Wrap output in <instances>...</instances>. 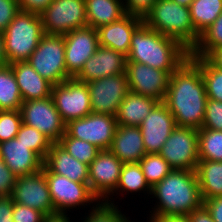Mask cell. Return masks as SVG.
<instances>
[{
	"label": "cell",
	"mask_w": 222,
	"mask_h": 222,
	"mask_svg": "<svg viewBox=\"0 0 222 222\" xmlns=\"http://www.w3.org/2000/svg\"><path fill=\"white\" fill-rule=\"evenodd\" d=\"M0 155L17 177L36 173L43 168V160L16 138L0 143Z\"/></svg>",
	"instance_id": "44dd1931"
},
{
	"label": "cell",
	"mask_w": 222,
	"mask_h": 222,
	"mask_svg": "<svg viewBox=\"0 0 222 222\" xmlns=\"http://www.w3.org/2000/svg\"><path fill=\"white\" fill-rule=\"evenodd\" d=\"M21 124L20 110L0 111V143L14 139Z\"/></svg>",
	"instance_id": "74e56055"
},
{
	"label": "cell",
	"mask_w": 222,
	"mask_h": 222,
	"mask_svg": "<svg viewBox=\"0 0 222 222\" xmlns=\"http://www.w3.org/2000/svg\"><path fill=\"white\" fill-rule=\"evenodd\" d=\"M189 11L195 30L201 34L222 13V0H193Z\"/></svg>",
	"instance_id": "f546056e"
},
{
	"label": "cell",
	"mask_w": 222,
	"mask_h": 222,
	"mask_svg": "<svg viewBox=\"0 0 222 222\" xmlns=\"http://www.w3.org/2000/svg\"><path fill=\"white\" fill-rule=\"evenodd\" d=\"M142 23V17L126 14L115 22L100 26L97 29L99 45L111 48L127 57L132 35Z\"/></svg>",
	"instance_id": "ffe728a7"
},
{
	"label": "cell",
	"mask_w": 222,
	"mask_h": 222,
	"mask_svg": "<svg viewBox=\"0 0 222 222\" xmlns=\"http://www.w3.org/2000/svg\"><path fill=\"white\" fill-rule=\"evenodd\" d=\"M22 96L10 64L0 66V111L20 110Z\"/></svg>",
	"instance_id": "f1b7e54d"
},
{
	"label": "cell",
	"mask_w": 222,
	"mask_h": 222,
	"mask_svg": "<svg viewBox=\"0 0 222 222\" xmlns=\"http://www.w3.org/2000/svg\"><path fill=\"white\" fill-rule=\"evenodd\" d=\"M67 73L74 78L99 47L97 29L85 26L63 35Z\"/></svg>",
	"instance_id": "e0dca14e"
},
{
	"label": "cell",
	"mask_w": 222,
	"mask_h": 222,
	"mask_svg": "<svg viewBox=\"0 0 222 222\" xmlns=\"http://www.w3.org/2000/svg\"><path fill=\"white\" fill-rule=\"evenodd\" d=\"M13 205L11 196H0V222H14Z\"/></svg>",
	"instance_id": "f6af8a7d"
},
{
	"label": "cell",
	"mask_w": 222,
	"mask_h": 222,
	"mask_svg": "<svg viewBox=\"0 0 222 222\" xmlns=\"http://www.w3.org/2000/svg\"><path fill=\"white\" fill-rule=\"evenodd\" d=\"M118 127L116 117L91 112L87 116L69 121L66 133L95 145L100 150H109Z\"/></svg>",
	"instance_id": "7c38bea8"
},
{
	"label": "cell",
	"mask_w": 222,
	"mask_h": 222,
	"mask_svg": "<svg viewBox=\"0 0 222 222\" xmlns=\"http://www.w3.org/2000/svg\"><path fill=\"white\" fill-rule=\"evenodd\" d=\"M11 197L15 203L31 207L45 216L56 214L45 176V166L33 174L17 177Z\"/></svg>",
	"instance_id": "5bb4252c"
},
{
	"label": "cell",
	"mask_w": 222,
	"mask_h": 222,
	"mask_svg": "<svg viewBox=\"0 0 222 222\" xmlns=\"http://www.w3.org/2000/svg\"><path fill=\"white\" fill-rule=\"evenodd\" d=\"M222 47V13L200 34V39L189 57H207L213 50Z\"/></svg>",
	"instance_id": "d6a6232c"
},
{
	"label": "cell",
	"mask_w": 222,
	"mask_h": 222,
	"mask_svg": "<svg viewBox=\"0 0 222 222\" xmlns=\"http://www.w3.org/2000/svg\"><path fill=\"white\" fill-rule=\"evenodd\" d=\"M148 222H190L188 216L150 217Z\"/></svg>",
	"instance_id": "c3c4849f"
},
{
	"label": "cell",
	"mask_w": 222,
	"mask_h": 222,
	"mask_svg": "<svg viewBox=\"0 0 222 222\" xmlns=\"http://www.w3.org/2000/svg\"><path fill=\"white\" fill-rule=\"evenodd\" d=\"M122 167L123 163L110 150H100L90 163L88 186L100 202L115 191Z\"/></svg>",
	"instance_id": "9a60e30c"
},
{
	"label": "cell",
	"mask_w": 222,
	"mask_h": 222,
	"mask_svg": "<svg viewBox=\"0 0 222 222\" xmlns=\"http://www.w3.org/2000/svg\"><path fill=\"white\" fill-rule=\"evenodd\" d=\"M45 176L56 213L67 214L73 208L96 206L100 201L92 194L88 183H78L65 176L51 173L45 167ZM78 207V208H77Z\"/></svg>",
	"instance_id": "ba28073f"
},
{
	"label": "cell",
	"mask_w": 222,
	"mask_h": 222,
	"mask_svg": "<svg viewBox=\"0 0 222 222\" xmlns=\"http://www.w3.org/2000/svg\"><path fill=\"white\" fill-rule=\"evenodd\" d=\"M44 34L40 14L19 10L2 33L7 63L27 61Z\"/></svg>",
	"instance_id": "5b68a950"
},
{
	"label": "cell",
	"mask_w": 222,
	"mask_h": 222,
	"mask_svg": "<svg viewBox=\"0 0 222 222\" xmlns=\"http://www.w3.org/2000/svg\"><path fill=\"white\" fill-rule=\"evenodd\" d=\"M88 26L98 29L121 19L127 13L123 0H85Z\"/></svg>",
	"instance_id": "484cf974"
},
{
	"label": "cell",
	"mask_w": 222,
	"mask_h": 222,
	"mask_svg": "<svg viewBox=\"0 0 222 222\" xmlns=\"http://www.w3.org/2000/svg\"><path fill=\"white\" fill-rule=\"evenodd\" d=\"M6 64L8 63L4 51V39L2 33L0 32V66Z\"/></svg>",
	"instance_id": "816d5d0a"
},
{
	"label": "cell",
	"mask_w": 222,
	"mask_h": 222,
	"mask_svg": "<svg viewBox=\"0 0 222 222\" xmlns=\"http://www.w3.org/2000/svg\"><path fill=\"white\" fill-rule=\"evenodd\" d=\"M58 144L71 156L86 165H90L100 151L95 145L81 139L70 137L66 132Z\"/></svg>",
	"instance_id": "d590c367"
},
{
	"label": "cell",
	"mask_w": 222,
	"mask_h": 222,
	"mask_svg": "<svg viewBox=\"0 0 222 222\" xmlns=\"http://www.w3.org/2000/svg\"><path fill=\"white\" fill-rule=\"evenodd\" d=\"M17 176L0 161V196H11Z\"/></svg>",
	"instance_id": "b9f144b4"
},
{
	"label": "cell",
	"mask_w": 222,
	"mask_h": 222,
	"mask_svg": "<svg viewBox=\"0 0 222 222\" xmlns=\"http://www.w3.org/2000/svg\"><path fill=\"white\" fill-rule=\"evenodd\" d=\"M51 97L66 124L69 121L83 118L92 112L87 83L80 82L75 78L53 85Z\"/></svg>",
	"instance_id": "30bf717a"
},
{
	"label": "cell",
	"mask_w": 222,
	"mask_h": 222,
	"mask_svg": "<svg viewBox=\"0 0 222 222\" xmlns=\"http://www.w3.org/2000/svg\"><path fill=\"white\" fill-rule=\"evenodd\" d=\"M143 22L160 34L175 39L189 52L200 39L192 24L189 7L179 5L174 0H157Z\"/></svg>",
	"instance_id": "277c9868"
},
{
	"label": "cell",
	"mask_w": 222,
	"mask_h": 222,
	"mask_svg": "<svg viewBox=\"0 0 222 222\" xmlns=\"http://www.w3.org/2000/svg\"><path fill=\"white\" fill-rule=\"evenodd\" d=\"M159 102L154 98L129 92L119 105L115 116L117 124L139 127Z\"/></svg>",
	"instance_id": "d4e9b609"
},
{
	"label": "cell",
	"mask_w": 222,
	"mask_h": 222,
	"mask_svg": "<svg viewBox=\"0 0 222 222\" xmlns=\"http://www.w3.org/2000/svg\"><path fill=\"white\" fill-rule=\"evenodd\" d=\"M200 69L208 99L222 101V71L206 57H189Z\"/></svg>",
	"instance_id": "4dcf8cb0"
},
{
	"label": "cell",
	"mask_w": 222,
	"mask_h": 222,
	"mask_svg": "<svg viewBox=\"0 0 222 222\" xmlns=\"http://www.w3.org/2000/svg\"><path fill=\"white\" fill-rule=\"evenodd\" d=\"M43 222H73L70 220L68 214L56 213L44 217Z\"/></svg>",
	"instance_id": "f907efd6"
},
{
	"label": "cell",
	"mask_w": 222,
	"mask_h": 222,
	"mask_svg": "<svg viewBox=\"0 0 222 222\" xmlns=\"http://www.w3.org/2000/svg\"><path fill=\"white\" fill-rule=\"evenodd\" d=\"M204 205L215 222H222V196L206 199Z\"/></svg>",
	"instance_id": "bcb514c9"
},
{
	"label": "cell",
	"mask_w": 222,
	"mask_h": 222,
	"mask_svg": "<svg viewBox=\"0 0 222 222\" xmlns=\"http://www.w3.org/2000/svg\"><path fill=\"white\" fill-rule=\"evenodd\" d=\"M44 217L42 212L14 202L12 217L14 222H43Z\"/></svg>",
	"instance_id": "ab89813d"
},
{
	"label": "cell",
	"mask_w": 222,
	"mask_h": 222,
	"mask_svg": "<svg viewBox=\"0 0 222 222\" xmlns=\"http://www.w3.org/2000/svg\"><path fill=\"white\" fill-rule=\"evenodd\" d=\"M202 128L222 131V101L207 99Z\"/></svg>",
	"instance_id": "f35d334b"
},
{
	"label": "cell",
	"mask_w": 222,
	"mask_h": 222,
	"mask_svg": "<svg viewBox=\"0 0 222 222\" xmlns=\"http://www.w3.org/2000/svg\"><path fill=\"white\" fill-rule=\"evenodd\" d=\"M199 160L222 162V131L198 129Z\"/></svg>",
	"instance_id": "1f68e13d"
},
{
	"label": "cell",
	"mask_w": 222,
	"mask_h": 222,
	"mask_svg": "<svg viewBox=\"0 0 222 222\" xmlns=\"http://www.w3.org/2000/svg\"><path fill=\"white\" fill-rule=\"evenodd\" d=\"M174 1L179 5L189 7L193 0H174Z\"/></svg>",
	"instance_id": "f5cc1de1"
},
{
	"label": "cell",
	"mask_w": 222,
	"mask_h": 222,
	"mask_svg": "<svg viewBox=\"0 0 222 222\" xmlns=\"http://www.w3.org/2000/svg\"><path fill=\"white\" fill-rule=\"evenodd\" d=\"M52 0H18V6L21 11L40 14Z\"/></svg>",
	"instance_id": "ee69618b"
},
{
	"label": "cell",
	"mask_w": 222,
	"mask_h": 222,
	"mask_svg": "<svg viewBox=\"0 0 222 222\" xmlns=\"http://www.w3.org/2000/svg\"><path fill=\"white\" fill-rule=\"evenodd\" d=\"M18 0H0V32L3 33L19 12Z\"/></svg>",
	"instance_id": "60d3db41"
},
{
	"label": "cell",
	"mask_w": 222,
	"mask_h": 222,
	"mask_svg": "<svg viewBox=\"0 0 222 222\" xmlns=\"http://www.w3.org/2000/svg\"><path fill=\"white\" fill-rule=\"evenodd\" d=\"M176 127L175 118L168 107L159 102L139 125L146 153H159Z\"/></svg>",
	"instance_id": "ac0fdd59"
},
{
	"label": "cell",
	"mask_w": 222,
	"mask_h": 222,
	"mask_svg": "<svg viewBox=\"0 0 222 222\" xmlns=\"http://www.w3.org/2000/svg\"><path fill=\"white\" fill-rule=\"evenodd\" d=\"M22 123L36 128L53 143H58L66 132V123L57 111L52 97L22 102Z\"/></svg>",
	"instance_id": "8fae6325"
},
{
	"label": "cell",
	"mask_w": 222,
	"mask_h": 222,
	"mask_svg": "<svg viewBox=\"0 0 222 222\" xmlns=\"http://www.w3.org/2000/svg\"><path fill=\"white\" fill-rule=\"evenodd\" d=\"M146 182L152 188L167 176L173 168L158 153L146 154L139 162Z\"/></svg>",
	"instance_id": "e575fe53"
},
{
	"label": "cell",
	"mask_w": 222,
	"mask_h": 222,
	"mask_svg": "<svg viewBox=\"0 0 222 222\" xmlns=\"http://www.w3.org/2000/svg\"><path fill=\"white\" fill-rule=\"evenodd\" d=\"M141 191L151 194V187L145 180V176L141 170L139 163H123L118 185L115 191L104 202L110 205H115L113 196L125 195L128 193H140ZM115 193V194H114ZM121 193V194H120ZM113 200V201H112Z\"/></svg>",
	"instance_id": "83f0119b"
},
{
	"label": "cell",
	"mask_w": 222,
	"mask_h": 222,
	"mask_svg": "<svg viewBox=\"0 0 222 222\" xmlns=\"http://www.w3.org/2000/svg\"><path fill=\"white\" fill-rule=\"evenodd\" d=\"M109 150L122 163H139L147 154L141 130L136 126L118 125Z\"/></svg>",
	"instance_id": "603a6c76"
},
{
	"label": "cell",
	"mask_w": 222,
	"mask_h": 222,
	"mask_svg": "<svg viewBox=\"0 0 222 222\" xmlns=\"http://www.w3.org/2000/svg\"><path fill=\"white\" fill-rule=\"evenodd\" d=\"M92 112L116 116L119 105L130 92L126 73L87 82Z\"/></svg>",
	"instance_id": "4fadbf2b"
},
{
	"label": "cell",
	"mask_w": 222,
	"mask_h": 222,
	"mask_svg": "<svg viewBox=\"0 0 222 222\" xmlns=\"http://www.w3.org/2000/svg\"><path fill=\"white\" fill-rule=\"evenodd\" d=\"M43 165L54 174L65 176L78 183H88L89 165L71 156L58 143H53Z\"/></svg>",
	"instance_id": "7402d4cb"
},
{
	"label": "cell",
	"mask_w": 222,
	"mask_h": 222,
	"mask_svg": "<svg viewBox=\"0 0 222 222\" xmlns=\"http://www.w3.org/2000/svg\"><path fill=\"white\" fill-rule=\"evenodd\" d=\"M45 34L65 35L88 25L85 0H52L40 13Z\"/></svg>",
	"instance_id": "52a82bcc"
},
{
	"label": "cell",
	"mask_w": 222,
	"mask_h": 222,
	"mask_svg": "<svg viewBox=\"0 0 222 222\" xmlns=\"http://www.w3.org/2000/svg\"><path fill=\"white\" fill-rule=\"evenodd\" d=\"M15 138L26 145L27 148L34 151L43 161L45 160L47 153L53 144L48 137H46L36 128L24 123L21 124Z\"/></svg>",
	"instance_id": "836d02e7"
},
{
	"label": "cell",
	"mask_w": 222,
	"mask_h": 222,
	"mask_svg": "<svg viewBox=\"0 0 222 222\" xmlns=\"http://www.w3.org/2000/svg\"><path fill=\"white\" fill-rule=\"evenodd\" d=\"M90 214L85 215L82 222H134L126 214L121 213L119 206L110 205L105 202H99L91 207Z\"/></svg>",
	"instance_id": "8d00e7d4"
},
{
	"label": "cell",
	"mask_w": 222,
	"mask_h": 222,
	"mask_svg": "<svg viewBox=\"0 0 222 222\" xmlns=\"http://www.w3.org/2000/svg\"><path fill=\"white\" fill-rule=\"evenodd\" d=\"M126 56L111 48L100 46L74 77L80 82H90L117 74L126 73Z\"/></svg>",
	"instance_id": "d6986e66"
},
{
	"label": "cell",
	"mask_w": 222,
	"mask_h": 222,
	"mask_svg": "<svg viewBox=\"0 0 222 222\" xmlns=\"http://www.w3.org/2000/svg\"><path fill=\"white\" fill-rule=\"evenodd\" d=\"M10 66L14 72L23 102L51 96L53 85L40 76L27 61L14 62Z\"/></svg>",
	"instance_id": "cb8c5ba5"
},
{
	"label": "cell",
	"mask_w": 222,
	"mask_h": 222,
	"mask_svg": "<svg viewBox=\"0 0 222 222\" xmlns=\"http://www.w3.org/2000/svg\"><path fill=\"white\" fill-rule=\"evenodd\" d=\"M188 218L190 222H215L204 204L200 208L192 211L188 215Z\"/></svg>",
	"instance_id": "7dc6e473"
},
{
	"label": "cell",
	"mask_w": 222,
	"mask_h": 222,
	"mask_svg": "<svg viewBox=\"0 0 222 222\" xmlns=\"http://www.w3.org/2000/svg\"><path fill=\"white\" fill-rule=\"evenodd\" d=\"M157 0H123L127 14L144 18Z\"/></svg>",
	"instance_id": "7bdbcfd3"
},
{
	"label": "cell",
	"mask_w": 222,
	"mask_h": 222,
	"mask_svg": "<svg viewBox=\"0 0 222 222\" xmlns=\"http://www.w3.org/2000/svg\"><path fill=\"white\" fill-rule=\"evenodd\" d=\"M158 154L173 169L196 171L199 162L198 129L177 126Z\"/></svg>",
	"instance_id": "9c48e42d"
},
{
	"label": "cell",
	"mask_w": 222,
	"mask_h": 222,
	"mask_svg": "<svg viewBox=\"0 0 222 222\" xmlns=\"http://www.w3.org/2000/svg\"><path fill=\"white\" fill-rule=\"evenodd\" d=\"M206 58L222 71V47L213 50Z\"/></svg>",
	"instance_id": "681fc988"
},
{
	"label": "cell",
	"mask_w": 222,
	"mask_h": 222,
	"mask_svg": "<svg viewBox=\"0 0 222 222\" xmlns=\"http://www.w3.org/2000/svg\"><path fill=\"white\" fill-rule=\"evenodd\" d=\"M196 173L203 201L222 196V162L199 160Z\"/></svg>",
	"instance_id": "4316f807"
},
{
	"label": "cell",
	"mask_w": 222,
	"mask_h": 222,
	"mask_svg": "<svg viewBox=\"0 0 222 222\" xmlns=\"http://www.w3.org/2000/svg\"><path fill=\"white\" fill-rule=\"evenodd\" d=\"M27 62L52 85L72 78L66 69L63 35L44 34Z\"/></svg>",
	"instance_id": "8992f818"
},
{
	"label": "cell",
	"mask_w": 222,
	"mask_h": 222,
	"mask_svg": "<svg viewBox=\"0 0 222 222\" xmlns=\"http://www.w3.org/2000/svg\"><path fill=\"white\" fill-rule=\"evenodd\" d=\"M125 72L130 92L163 102L171 76L168 72L137 62H126Z\"/></svg>",
	"instance_id": "2e32d148"
},
{
	"label": "cell",
	"mask_w": 222,
	"mask_h": 222,
	"mask_svg": "<svg viewBox=\"0 0 222 222\" xmlns=\"http://www.w3.org/2000/svg\"><path fill=\"white\" fill-rule=\"evenodd\" d=\"M151 195L156 199L151 217L188 216L204 204L196 171L173 169L151 188Z\"/></svg>",
	"instance_id": "7a4b0ae2"
},
{
	"label": "cell",
	"mask_w": 222,
	"mask_h": 222,
	"mask_svg": "<svg viewBox=\"0 0 222 222\" xmlns=\"http://www.w3.org/2000/svg\"><path fill=\"white\" fill-rule=\"evenodd\" d=\"M207 99L201 69L188 58L171 74L163 103L178 127L201 129Z\"/></svg>",
	"instance_id": "6da1fadb"
},
{
	"label": "cell",
	"mask_w": 222,
	"mask_h": 222,
	"mask_svg": "<svg viewBox=\"0 0 222 222\" xmlns=\"http://www.w3.org/2000/svg\"><path fill=\"white\" fill-rule=\"evenodd\" d=\"M190 52L178 41L160 34L144 22L132 35L126 62H137L170 75L189 58Z\"/></svg>",
	"instance_id": "3957f363"
}]
</instances>
